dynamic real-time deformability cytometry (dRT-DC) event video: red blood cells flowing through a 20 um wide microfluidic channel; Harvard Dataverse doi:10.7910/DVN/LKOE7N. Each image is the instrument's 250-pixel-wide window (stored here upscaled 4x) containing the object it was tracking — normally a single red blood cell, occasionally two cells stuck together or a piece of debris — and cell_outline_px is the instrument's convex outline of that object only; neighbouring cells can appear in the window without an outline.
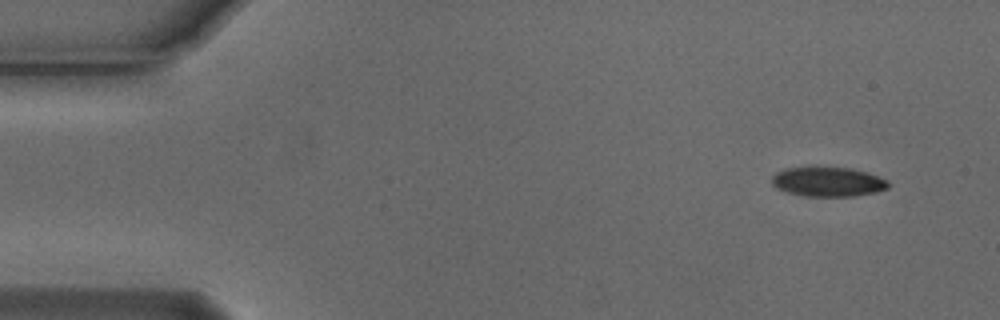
{"species": "Egyptian fruit bat (a non-hibernating species)", "species_latin": "Rousettus aegyptiacus", "temperature_condition": "cold", "stored_images_in_passage": 4, "camera_frame_rate_fps": 3000, "um_per_image_px": 0.085, "animal": {"sex": "male"}, "frame": {"image": 1, "passage_image": 1, "time_ms": 0.0, "image_size_px": [1000, 320], "cell_outline_px": [[892, 184], [888, 188], [876, 192], [852, 196], [804, 196], [788, 192], [776, 188], [772, 184], [772, 176], [776, 172], [784, 168], [852, 168], [888, 180]], "centroid_in_image_um": [70.38, 15.46], "position_along_channel_um": 14.6, "area_um2": 19.83}}
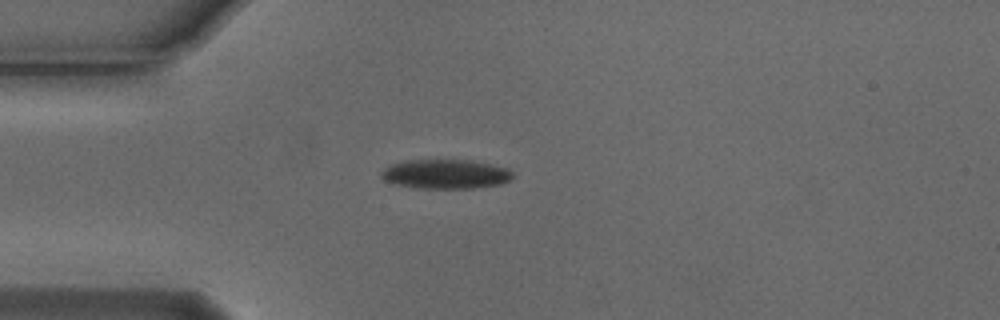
{"frame": {"image": 2, "passage_image": 4, "time_ms": 1.0, "image_size_px": [1000, 320], "cell_outline_px": [[512, 176], [508, 180], [500, 184], [472, 188], [412, 188], [396, 184], [384, 180], [380, 176], [380, 172], [384, 168], [392, 164], [404, 160], [472, 160], [508, 168], [512, 172]], "centroid_in_image_um": [37.83, 14.79], "position_along_channel_um": 47.2, "area_um2": 22.48}}